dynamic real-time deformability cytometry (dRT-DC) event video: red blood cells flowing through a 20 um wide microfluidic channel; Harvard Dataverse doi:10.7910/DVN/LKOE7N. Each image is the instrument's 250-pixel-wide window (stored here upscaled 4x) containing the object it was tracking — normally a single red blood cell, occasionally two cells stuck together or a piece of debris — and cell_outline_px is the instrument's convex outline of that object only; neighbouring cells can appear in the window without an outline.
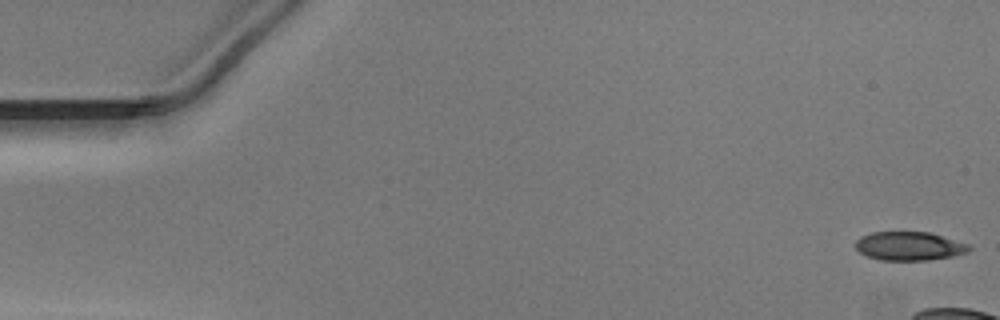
{"species": "Egyptian fruit bat (a non-hibernating species)", "species_latin": "Rousettus aegyptiacus", "temperature_condition": "warm", "stored_images_in_passage": 11, "camera_frame_rate_fps": 3000, "um_per_image_px": 0.085, "animal": {"sex": "male"}, "frame": {"image": 1, "passage_image": 1, "time_ms": 0.0, "image_size_px": [1000, 320], "cell_outline_px": [[972, 248], [968, 252], [952, 256], [928, 260], [880, 260], [868, 256], [860, 252], [856, 248], [856, 240], [860, 236], [872, 232], [932, 232], [968, 244]], "centroid_in_image_um": [77.3, 20.91], "position_along_channel_um": 7.7, "area_um2": 19.02}}